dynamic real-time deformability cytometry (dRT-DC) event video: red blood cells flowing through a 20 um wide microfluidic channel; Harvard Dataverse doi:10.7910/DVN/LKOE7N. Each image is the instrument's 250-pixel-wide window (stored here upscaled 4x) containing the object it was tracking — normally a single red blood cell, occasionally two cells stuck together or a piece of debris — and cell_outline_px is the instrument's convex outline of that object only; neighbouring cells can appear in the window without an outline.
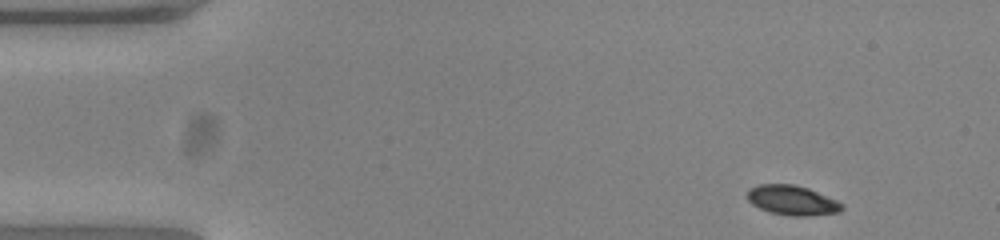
{"species": "common noctule bat (a hibernating species)", "species_latin": "Nyctalus noctula", "temperature_condition": "warm", "stored_images_in_passage": 48, "camera_frame_rate_fps": 3000, "um_per_image_px": 0.085, "animal": {"sex": "female", "body_mass_g": 23.0, "forearm_length_mm": 53.4}, "frame": {"image": 1, "passage_image": 1, "time_ms": 0.0, "image_size_px": [1000, 240], "cell_outline_px": [[844, 208], [840, 212], [808, 216], [792, 216], [768, 212], [752, 204], [744, 196], [748, 188], [760, 184], [792, 184], [808, 188], [836, 200], [844, 204]], "centroid_in_image_um": [67.3, 17.02], "position_along_channel_um": 17.7, "area_um2": 16.59}}
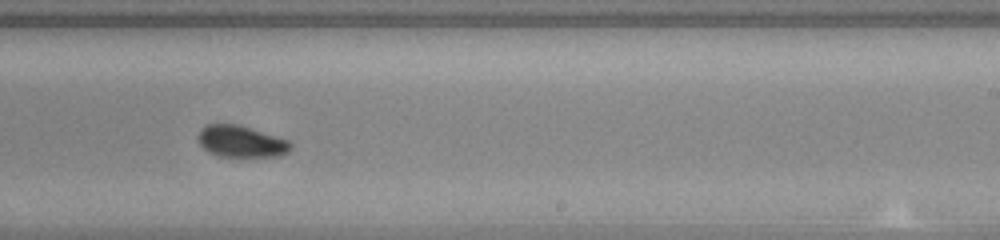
{"frame": {"image": 2, "passage_image": 28, "time_ms": 9.0, "image_size_px": [1000, 240], "cell_outline_px": [[292, 148], [288, 152], [280, 156], [216, 156], [208, 152], [200, 144], [196, 136], [200, 128], [204, 124], [240, 124], [288, 140], [292, 144]], "centroid_in_image_um": [20.46, 12.01], "position_along_channel_um": 268.5, "area_um2": 17.28}}
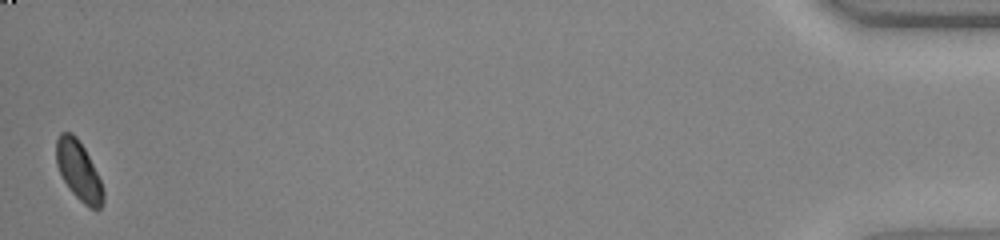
{"frame": {"image": 3, "passage_image": 48, "time_ms": 15.667, "image_size_px": [1000, 240], "cell_outline_px": [[104, 204], [100, 208], [88, 208], [72, 192], [64, 180], [56, 164], [56, 140], [60, 132], [72, 132], [76, 136], [84, 148], [100, 180], [104, 192]], "centroid_in_image_um": [6.68, 14.51], "position_along_channel_um": 428.5, "area_um2": 16.01}, "authors_computed_cell_mechanics": {"area_um2": 17.051, "velocity_mm_per_s": 3.8629, "shape_relaxation_time_tau1_ms": 1.917, "shape_relaxation_time_tau2_ms": null, "deformation_change_tau1": 0.0711, "deformation_change_tau2": null}}